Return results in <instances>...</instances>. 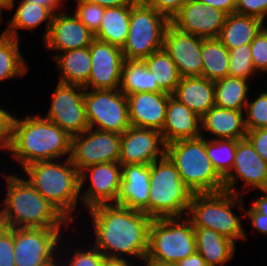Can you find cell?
Returning a JSON list of instances; mask_svg holds the SVG:
<instances>
[{"label":"cell","mask_w":267,"mask_h":266,"mask_svg":"<svg viewBox=\"0 0 267 266\" xmlns=\"http://www.w3.org/2000/svg\"><path fill=\"white\" fill-rule=\"evenodd\" d=\"M250 44H245L229 50L228 75L243 78L253 82L260 76L253 65Z\"/></svg>","instance_id":"38"},{"label":"cell","mask_w":267,"mask_h":266,"mask_svg":"<svg viewBox=\"0 0 267 266\" xmlns=\"http://www.w3.org/2000/svg\"><path fill=\"white\" fill-rule=\"evenodd\" d=\"M2 22L4 23V20H3V16L0 14V25L2 24Z\"/></svg>","instance_id":"57"},{"label":"cell","mask_w":267,"mask_h":266,"mask_svg":"<svg viewBox=\"0 0 267 266\" xmlns=\"http://www.w3.org/2000/svg\"><path fill=\"white\" fill-rule=\"evenodd\" d=\"M148 70L153 74L154 83L166 93L173 94L180 82L181 76L169 53L160 49L143 59Z\"/></svg>","instance_id":"36"},{"label":"cell","mask_w":267,"mask_h":266,"mask_svg":"<svg viewBox=\"0 0 267 266\" xmlns=\"http://www.w3.org/2000/svg\"><path fill=\"white\" fill-rule=\"evenodd\" d=\"M18 172L73 226H76L77 220L80 222V172L72 164L70 157L36 161Z\"/></svg>","instance_id":"4"},{"label":"cell","mask_w":267,"mask_h":266,"mask_svg":"<svg viewBox=\"0 0 267 266\" xmlns=\"http://www.w3.org/2000/svg\"><path fill=\"white\" fill-rule=\"evenodd\" d=\"M119 90L125 95L140 92H163L154 83L153 74L148 70L144 60H124L121 70Z\"/></svg>","instance_id":"34"},{"label":"cell","mask_w":267,"mask_h":266,"mask_svg":"<svg viewBox=\"0 0 267 266\" xmlns=\"http://www.w3.org/2000/svg\"><path fill=\"white\" fill-rule=\"evenodd\" d=\"M138 262L130 259L106 258L103 266H145V263Z\"/></svg>","instance_id":"52"},{"label":"cell","mask_w":267,"mask_h":266,"mask_svg":"<svg viewBox=\"0 0 267 266\" xmlns=\"http://www.w3.org/2000/svg\"><path fill=\"white\" fill-rule=\"evenodd\" d=\"M90 77L85 89H119L124 57L121 48L93 39Z\"/></svg>","instance_id":"18"},{"label":"cell","mask_w":267,"mask_h":266,"mask_svg":"<svg viewBox=\"0 0 267 266\" xmlns=\"http://www.w3.org/2000/svg\"><path fill=\"white\" fill-rule=\"evenodd\" d=\"M264 189H267V162L247 138L238 140L233 167L224 178V191L246 197L254 190Z\"/></svg>","instance_id":"12"},{"label":"cell","mask_w":267,"mask_h":266,"mask_svg":"<svg viewBox=\"0 0 267 266\" xmlns=\"http://www.w3.org/2000/svg\"><path fill=\"white\" fill-rule=\"evenodd\" d=\"M193 194L224 191V179L207 155L206 138L182 139L166 145V154Z\"/></svg>","instance_id":"6"},{"label":"cell","mask_w":267,"mask_h":266,"mask_svg":"<svg viewBox=\"0 0 267 266\" xmlns=\"http://www.w3.org/2000/svg\"><path fill=\"white\" fill-rule=\"evenodd\" d=\"M121 134L88 128L71 137L70 159L76 169L100 163L119 162Z\"/></svg>","instance_id":"14"},{"label":"cell","mask_w":267,"mask_h":266,"mask_svg":"<svg viewBox=\"0 0 267 266\" xmlns=\"http://www.w3.org/2000/svg\"><path fill=\"white\" fill-rule=\"evenodd\" d=\"M250 48L254 68L263 77L267 74V28L265 26L254 37Z\"/></svg>","instance_id":"41"},{"label":"cell","mask_w":267,"mask_h":266,"mask_svg":"<svg viewBox=\"0 0 267 266\" xmlns=\"http://www.w3.org/2000/svg\"><path fill=\"white\" fill-rule=\"evenodd\" d=\"M254 198L253 195L250 198L252 201L251 206L259 213L267 216V189L264 190H255L254 191ZM261 193V196L259 195Z\"/></svg>","instance_id":"49"},{"label":"cell","mask_w":267,"mask_h":266,"mask_svg":"<svg viewBox=\"0 0 267 266\" xmlns=\"http://www.w3.org/2000/svg\"><path fill=\"white\" fill-rule=\"evenodd\" d=\"M166 154V144L160 131L150 128L130 126L121 134V165L148 164L161 159Z\"/></svg>","instance_id":"17"},{"label":"cell","mask_w":267,"mask_h":266,"mask_svg":"<svg viewBox=\"0 0 267 266\" xmlns=\"http://www.w3.org/2000/svg\"><path fill=\"white\" fill-rule=\"evenodd\" d=\"M90 3L100 5L102 7H117L130 4L133 0H84Z\"/></svg>","instance_id":"53"},{"label":"cell","mask_w":267,"mask_h":266,"mask_svg":"<svg viewBox=\"0 0 267 266\" xmlns=\"http://www.w3.org/2000/svg\"><path fill=\"white\" fill-rule=\"evenodd\" d=\"M235 13L267 21V0H236Z\"/></svg>","instance_id":"44"},{"label":"cell","mask_w":267,"mask_h":266,"mask_svg":"<svg viewBox=\"0 0 267 266\" xmlns=\"http://www.w3.org/2000/svg\"><path fill=\"white\" fill-rule=\"evenodd\" d=\"M33 113V114H32ZM12 123V141L8 150L10 161L22 170L36 161L57 160L71 155V136L40 113L31 112ZM27 115V116H26Z\"/></svg>","instance_id":"3"},{"label":"cell","mask_w":267,"mask_h":266,"mask_svg":"<svg viewBox=\"0 0 267 266\" xmlns=\"http://www.w3.org/2000/svg\"><path fill=\"white\" fill-rule=\"evenodd\" d=\"M46 266H62V264H61L60 260H58L56 262L49 263Z\"/></svg>","instance_id":"55"},{"label":"cell","mask_w":267,"mask_h":266,"mask_svg":"<svg viewBox=\"0 0 267 266\" xmlns=\"http://www.w3.org/2000/svg\"><path fill=\"white\" fill-rule=\"evenodd\" d=\"M89 128L123 134L131 125L127 96L119 89H85Z\"/></svg>","instance_id":"11"},{"label":"cell","mask_w":267,"mask_h":266,"mask_svg":"<svg viewBox=\"0 0 267 266\" xmlns=\"http://www.w3.org/2000/svg\"><path fill=\"white\" fill-rule=\"evenodd\" d=\"M246 133L244 111L214 105L201 117V137L240 140Z\"/></svg>","instance_id":"24"},{"label":"cell","mask_w":267,"mask_h":266,"mask_svg":"<svg viewBox=\"0 0 267 266\" xmlns=\"http://www.w3.org/2000/svg\"><path fill=\"white\" fill-rule=\"evenodd\" d=\"M30 1L34 3H38L39 5L46 6L50 8L54 13L64 10L67 8L68 0H24Z\"/></svg>","instance_id":"50"},{"label":"cell","mask_w":267,"mask_h":266,"mask_svg":"<svg viewBox=\"0 0 267 266\" xmlns=\"http://www.w3.org/2000/svg\"><path fill=\"white\" fill-rule=\"evenodd\" d=\"M245 201V210L244 215L245 219L247 218V225H250V228L258 236L267 237V216L257 212L251 205L248 206ZM249 220V221H248ZM249 223V224H248Z\"/></svg>","instance_id":"45"},{"label":"cell","mask_w":267,"mask_h":266,"mask_svg":"<svg viewBox=\"0 0 267 266\" xmlns=\"http://www.w3.org/2000/svg\"><path fill=\"white\" fill-rule=\"evenodd\" d=\"M214 89L216 106L244 111L253 89V83L243 78L228 75L216 80L214 82Z\"/></svg>","instance_id":"33"},{"label":"cell","mask_w":267,"mask_h":266,"mask_svg":"<svg viewBox=\"0 0 267 266\" xmlns=\"http://www.w3.org/2000/svg\"><path fill=\"white\" fill-rule=\"evenodd\" d=\"M136 1L105 8L100 28L94 38L122 49L128 37L131 7Z\"/></svg>","instance_id":"31"},{"label":"cell","mask_w":267,"mask_h":266,"mask_svg":"<svg viewBox=\"0 0 267 266\" xmlns=\"http://www.w3.org/2000/svg\"><path fill=\"white\" fill-rule=\"evenodd\" d=\"M265 26L259 18L232 13L226 16L218 35L220 42L228 49L250 44Z\"/></svg>","instance_id":"29"},{"label":"cell","mask_w":267,"mask_h":266,"mask_svg":"<svg viewBox=\"0 0 267 266\" xmlns=\"http://www.w3.org/2000/svg\"><path fill=\"white\" fill-rule=\"evenodd\" d=\"M8 12H10V18H5L7 19L6 27L1 29L5 34L20 40L19 31L26 30L31 32L30 34H34L37 28L41 29V26H44L41 42L47 38L55 14L46 6L24 0H12ZM11 12L13 13L11 14Z\"/></svg>","instance_id":"21"},{"label":"cell","mask_w":267,"mask_h":266,"mask_svg":"<svg viewBox=\"0 0 267 266\" xmlns=\"http://www.w3.org/2000/svg\"><path fill=\"white\" fill-rule=\"evenodd\" d=\"M209 7L222 10L227 15L235 13L236 0H199Z\"/></svg>","instance_id":"48"},{"label":"cell","mask_w":267,"mask_h":266,"mask_svg":"<svg viewBox=\"0 0 267 266\" xmlns=\"http://www.w3.org/2000/svg\"><path fill=\"white\" fill-rule=\"evenodd\" d=\"M160 14L171 20L188 0H144Z\"/></svg>","instance_id":"46"},{"label":"cell","mask_w":267,"mask_h":266,"mask_svg":"<svg viewBox=\"0 0 267 266\" xmlns=\"http://www.w3.org/2000/svg\"><path fill=\"white\" fill-rule=\"evenodd\" d=\"M2 172L5 194L0 200V225L7 228H74L72 224L47 201L15 169ZM6 175V176H5Z\"/></svg>","instance_id":"2"},{"label":"cell","mask_w":267,"mask_h":266,"mask_svg":"<svg viewBox=\"0 0 267 266\" xmlns=\"http://www.w3.org/2000/svg\"><path fill=\"white\" fill-rule=\"evenodd\" d=\"M79 231L81 232L82 228L81 230L72 228L61 242L59 250V260L62 266H103L104 261L106 259L104 254L96 247H94L90 242L88 243V240L84 239V237L80 238L81 235ZM73 233L74 235H78L79 233L80 236L78 235V237L80 239V242H77L75 238L72 237L74 236ZM81 239L85 240L86 242H83ZM71 240L74 241L72 242Z\"/></svg>","instance_id":"30"},{"label":"cell","mask_w":267,"mask_h":266,"mask_svg":"<svg viewBox=\"0 0 267 266\" xmlns=\"http://www.w3.org/2000/svg\"><path fill=\"white\" fill-rule=\"evenodd\" d=\"M14 228L0 225V266H15Z\"/></svg>","instance_id":"42"},{"label":"cell","mask_w":267,"mask_h":266,"mask_svg":"<svg viewBox=\"0 0 267 266\" xmlns=\"http://www.w3.org/2000/svg\"><path fill=\"white\" fill-rule=\"evenodd\" d=\"M68 229L71 228H14L15 266H46L58 261Z\"/></svg>","instance_id":"10"},{"label":"cell","mask_w":267,"mask_h":266,"mask_svg":"<svg viewBox=\"0 0 267 266\" xmlns=\"http://www.w3.org/2000/svg\"><path fill=\"white\" fill-rule=\"evenodd\" d=\"M67 6L54 14L48 36L42 42L43 49L54 52L51 58L67 50L89 47L94 39V34L71 11L72 7Z\"/></svg>","instance_id":"16"},{"label":"cell","mask_w":267,"mask_h":266,"mask_svg":"<svg viewBox=\"0 0 267 266\" xmlns=\"http://www.w3.org/2000/svg\"><path fill=\"white\" fill-rule=\"evenodd\" d=\"M145 266H178V264H159V265H145Z\"/></svg>","instance_id":"56"},{"label":"cell","mask_w":267,"mask_h":266,"mask_svg":"<svg viewBox=\"0 0 267 266\" xmlns=\"http://www.w3.org/2000/svg\"><path fill=\"white\" fill-rule=\"evenodd\" d=\"M74 4L72 12L94 35L98 32L105 7L84 0H68Z\"/></svg>","instance_id":"40"},{"label":"cell","mask_w":267,"mask_h":266,"mask_svg":"<svg viewBox=\"0 0 267 266\" xmlns=\"http://www.w3.org/2000/svg\"><path fill=\"white\" fill-rule=\"evenodd\" d=\"M121 164L100 163L80 172V195L82 209L100 204H115L121 185Z\"/></svg>","instance_id":"15"},{"label":"cell","mask_w":267,"mask_h":266,"mask_svg":"<svg viewBox=\"0 0 267 266\" xmlns=\"http://www.w3.org/2000/svg\"><path fill=\"white\" fill-rule=\"evenodd\" d=\"M201 57L204 78L215 82L228 76L229 50L218 38H203Z\"/></svg>","instance_id":"35"},{"label":"cell","mask_w":267,"mask_h":266,"mask_svg":"<svg viewBox=\"0 0 267 266\" xmlns=\"http://www.w3.org/2000/svg\"><path fill=\"white\" fill-rule=\"evenodd\" d=\"M193 193L165 155L150 164L148 216L152 219L187 216Z\"/></svg>","instance_id":"7"},{"label":"cell","mask_w":267,"mask_h":266,"mask_svg":"<svg viewBox=\"0 0 267 266\" xmlns=\"http://www.w3.org/2000/svg\"><path fill=\"white\" fill-rule=\"evenodd\" d=\"M245 200V196L227 191L193 194L187 217L193 227L212 229L241 245L249 236L242 223L245 219Z\"/></svg>","instance_id":"5"},{"label":"cell","mask_w":267,"mask_h":266,"mask_svg":"<svg viewBox=\"0 0 267 266\" xmlns=\"http://www.w3.org/2000/svg\"><path fill=\"white\" fill-rule=\"evenodd\" d=\"M46 119L57 124L71 137L79 135L89 128L86 117L84 94L85 88L79 85L57 82L54 86Z\"/></svg>","instance_id":"13"},{"label":"cell","mask_w":267,"mask_h":266,"mask_svg":"<svg viewBox=\"0 0 267 266\" xmlns=\"http://www.w3.org/2000/svg\"><path fill=\"white\" fill-rule=\"evenodd\" d=\"M52 62L59 69L58 81L63 84L85 87L91 71V54L89 47L67 50L58 53Z\"/></svg>","instance_id":"28"},{"label":"cell","mask_w":267,"mask_h":266,"mask_svg":"<svg viewBox=\"0 0 267 266\" xmlns=\"http://www.w3.org/2000/svg\"><path fill=\"white\" fill-rule=\"evenodd\" d=\"M234 139H207L206 151L216 172L224 179L234 163L236 144Z\"/></svg>","instance_id":"37"},{"label":"cell","mask_w":267,"mask_h":266,"mask_svg":"<svg viewBox=\"0 0 267 266\" xmlns=\"http://www.w3.org/2000/svg\"><path fill=\"white\" fill-rule=\"evenodd\" d=\"M12 0H0V14L4 16L3 12H7L10 9Z\"/></svg>","instance_id":"54"},{"label":"cell","mask_w":267,"mask_h":266,"mask_svg":"<svg viewBox=\"0 0 267 266\" xmlns=\"http://www.w3.org/2000/svg\"><path fill=\"white\" fill-rule=\"evenodd\" d=\"M177 264L178 266H207L206 261L197 251L187 258L180 260Z\"/></svg>","instance_id":"51"},{"label":"cell","mask_w":267,"mask_h":266,"mask_svg":"<svg viewBox=\"0 0 267 266\" xmlns=\"http://www.w3.org/2000/svg\"><path fill=\"white\" fill-rule=\"evenodd\" d=\"M246 138L255 151L267 162V127L257 130H247Z\"/></svg>","instance_id":"47"},{"label":"cell","mask_w":267,"mask_h":266,"mask_svg":"<svg viewBox=\"0 0 267 266\" xmlns=\"http://www.w3.org/2000/svg\"><path fill=\"white\" fill-rule=\"evenodd\" d=\"M172 96L202 117L215 105L214 82L203 76L183 77Z\"/></svg>","instance_id":"26"},{"label":"cell","mask_w":267,"mask_h":266,"mask_svg":"<svg viewBox=\"0 0 267 266\" xmlns=\"http://www.w3.org/2000/svg\"><path fill=\"white\" fill-rule=\"evenodd\" d=\"M194 234L196 250L207 266H229L228 263L235 259L238 244L229 238L202 227H194Z\"/></svg>","instance_id":"27"},{"label":"cell","mask_w":267,"mask_h":266,"mask_svg":"<svg viewBox=\"0 0 267 266\" xmlns=\"http://www.w3.org/2000/svg\"><path fill=\"white\" fill-rule=\"evenodd\" d=\"M227 14L199 0H188L170 20L178 30L202 38H217Z\"/></svg>","instance_id":"20"},{"label":"cell","mask_w":267,"mask_h":266,"mask_svg":"<svg viewBox=\"0 0 267 266\" xmlns=\"http://www.w3.org/2000/svg\"><path fill=\"white\" fill-rule=\"evenodd\" d=\"M161 134L166 145L177 140L201 137V117L171 96Z\"/></svg>","instance_id":"25"},{"label":"cell","mask_w":267,"mask_h":266,"mask_svg":"<svg viewBox=\"0 0 267 266\" xmlns=\"http://www.w3.org/2000/svg\"><path fill=\"white\" fill-rule=\"evenodd\" d=\"M126 96L130 125L161 132L166 120L167 102L172 95L166 92H140Z\"/></svg>","instance_id":"22"},{"label":"cell","mask_w":267,"mask_h":266,"mask_svg":"<svg viewBox=\"0 0 267 266\" xmlns=\"http://www.w3.org/2000/svg\"><path fill=\"white\" fill-rule=\"evenodd\" d=\"M6 108V109H5ZM8 107L0 105V151L7 155L12 141V123L15 117V111L9 110Z\"/></svg>","instance_id":"43"},{"label":"cell","mask_w":267,"mask_h":266,"mask_svg":"<svg viewBox=\"0 0 267 266\" xmlns=\"http://www.w3.org/2000/svg\"><path fill=\"white\" fill-rule=\"evenodd\" d=\"M170 20L137 0L131 7L129 32L122 47L124 60H143L164 47V34Z\"/></svg>","instance_id":"9"},{"label":"cell","mask_w":267,"mask_h":266,"mask_svg":"<svg viewBox=\"0 0 267 266\" xmlns=\"http://www.w3.org/2000/svg\"><path fill=\"white\" fill-rule=\"evenodd\" d=\"M20 40L0 33V84L28 76L30 64L22 54ZM29 64V65H28ZM8 80V81H7Z\"/></svg>","instance_id":"32"},{"label":"cell","mask_w":267,"mask_h":266,"mask_svg":"<svg viewBox=\"0 0 267 266\" xmlns=\"http://www.w3.org/2000/svg\"><path fill=\"white\" fill-rule=\"evenodd\" d=\"M196 251L193 223L187 216L152 219L145 265L177 264Z\"/></svg>","instance_id":"8"},{"label":"cell","mask_w":267,"mask_h":266,"mask_svg":"<svg viewBox=\"0 0 267 266\" xmlns=\"http://www.w3.org/2000/svg\"><path fill=\"white\" fill-rule=\"evenodd\" d=\"M246 103L244 110L245 126L247 130H257L267 127V89L259 90L258 94L254 92ZM254 92V93H253ZM256 94L255 96H252Z\"/></svg>","instance_id":"39"},{"label":"cell","mask_w":267,"mask_h":266,"mask_svg":"<svg viewBox=\"0 0 267 266\" xmlns=\"http://www.w3.org/2000/svg\"><path fill=\"white\" fill-rule=\"evenodd\" d=\"M84 212L85 217L88 215V218L83 216L85 226L78 225L74 228L86 227L83 231L88 234L84 236L82 231V237L88 239V242L106 258L130 259L145 263L152 218L142 211L116 204H100ZM86 219L90 222L89 225L86 224Z\"/></svg>","instance_id":"1"},{"label":"cell","mask_w":267,"mask_h":266,"mask_svg":"<svg viewBox=\"0 0 267 266\" xmlns=\"http://www.w3.org/2000/svg\"><path fill=\"white\" fill-rule=\"evenodd\" d=\"M121 185L116 205L144 212L148 216L150 165H121Z\"/></svg>","instance_id":"23"},{"label":"cell","mask_w":267,"mask_h":266,"mask_svg":"<svg viewBox=\"0 0 267 266\" xmlns=\"http://www.w3.org/2000/svg\"><path fill=\"white\" fill-rule=\"evenodd\" d=\"M202 41V37L178 30L171 23L167 26L163 48L169 53L181 78L202 76Z\"/></svg>","instance_id":"19"}]
</instances>
